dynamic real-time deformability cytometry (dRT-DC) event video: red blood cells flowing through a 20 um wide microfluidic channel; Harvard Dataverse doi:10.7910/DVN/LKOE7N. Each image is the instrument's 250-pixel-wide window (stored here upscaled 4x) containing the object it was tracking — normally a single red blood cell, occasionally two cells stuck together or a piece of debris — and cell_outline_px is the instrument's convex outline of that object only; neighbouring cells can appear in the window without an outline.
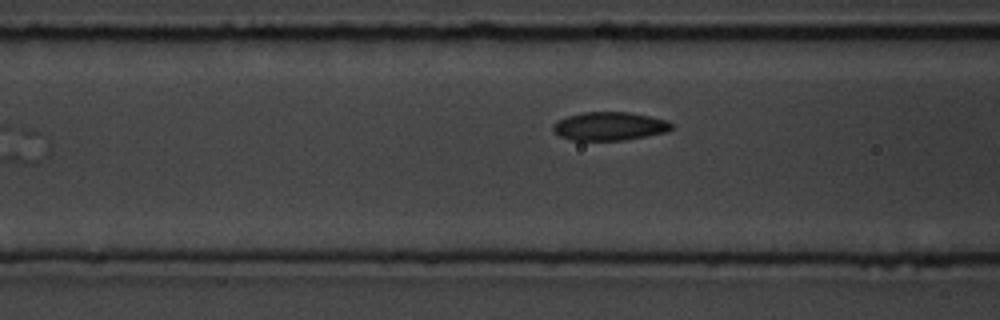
{"species": "common noctule bat (a hibernating species)", "species_latin": "Nyctalus noctula", "temperature_condition": "room temperature", "stored_images_in_passage": 4, "camera_frame_rate_fps": 3000, "um_per_image_px": 0.085, "animal": {"sex": "male", "body_mass_g": 19.5, "forearm_length_mm": 54.6}, "frame": {"image": 1, "passage_image": 4, "time_ms": 4.333, "image_size_px": [1000, 320], "cell_outline_px": [[672, 128], [668, 132], [624, 140], [572, 140], [560, 136], [552, 132], [552, 124], [556, 120], [568, 116], [584, 112], [628, 112], [652, 116], [668, 120], [672, 124]], "centroid_in_image_um": [51.8, 10.72], "position_along_channel_um": 114.8, "area_um2": 19.83}}